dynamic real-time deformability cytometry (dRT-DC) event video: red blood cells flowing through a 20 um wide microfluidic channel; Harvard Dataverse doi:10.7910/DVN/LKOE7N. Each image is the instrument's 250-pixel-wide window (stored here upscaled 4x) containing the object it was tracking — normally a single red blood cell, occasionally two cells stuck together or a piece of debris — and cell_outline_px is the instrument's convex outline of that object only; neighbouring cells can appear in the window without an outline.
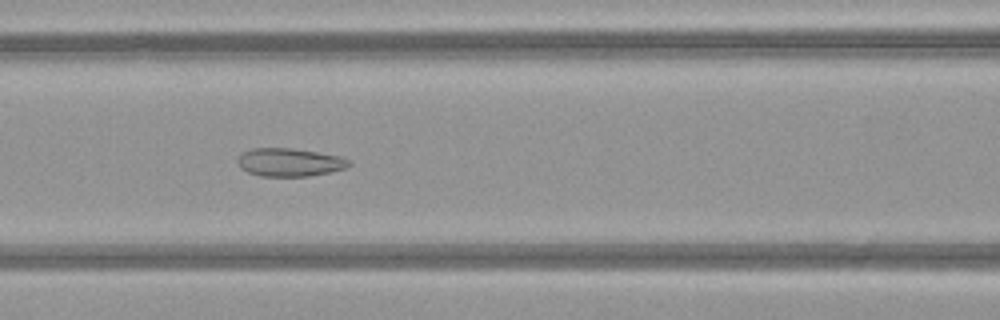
{"species": "common noctule bat (a hibernating species)", "species_latin": "Nyctalus noctula", "temperature_condition": "warm", "stored_images_in_passage": 50, "camera_frame_rate_fps": 3000, "um_per_image_px": 0.085, "animal": {"sex": "female", "body_mass_g": 21.9}, "frame": {"image": 1, "passage_image": 22, "time_ms": 7.0, "image_size_px": [1000, 320], "cell_outline_px": [[352, 164], [344, 168], [328, 172], [308, 176], [260, 176], [248, 172], [240, 168], [236, 160], [240, 152], [252, 148], [292, 148], [340, 156], [348, 160]], "centroid_in_image_um": [24.54, 13.78], "position_along_channel_um": 142.1, "area_um2": 18.26}}
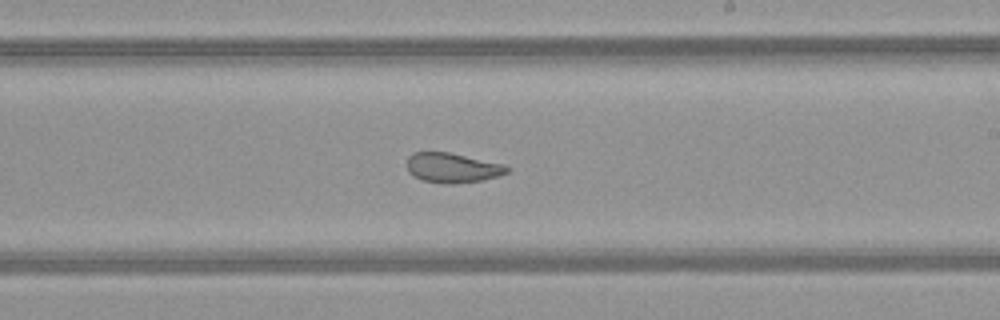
{"frame": {"image": 2, "passage_image": 30, "time_ms": 9.667, "image_size_px": [1000, 320], "cell_outline_px": [[508, 172], [500, 176], [484, 180], [452, 184], [444, 184], [424, 180], [412, 176], [408, 172], [408, 156], [412, 152], [448, 152], [504, 164], [508, 168]], "centroid_in_image_um": [38.45, 14.27], "position_along_channel_um": 250.5, "area_um2": 17.4}}
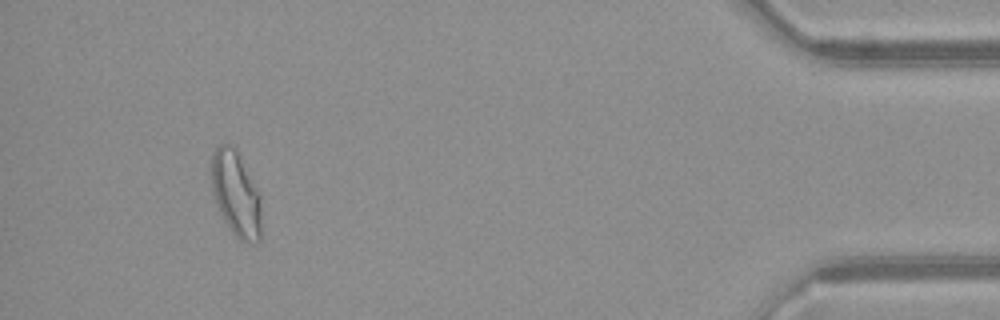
{"frame": {"image": 3, "passage_image": 47, "time_ms": 15.333, "image_size_px": [1000, 320], "cell_outline_px": [[260, 240], [256, 244], [252, 244], [240, 240], [232, 232], [224, 220], [216, 204], [208, 176], [212, 156], [216, 148], [220, 144], [232, 144], [240, 152], [260, 196]], "centroid_in_image_um": [20.02, 16.43], "position_along_channel_um": 415.2, "area_um2": 25.37}, "authors_computed_cell_mechanics": {"area_um2": 22.1952, "velocity_mm_per_s": 4.0844, "shape_relaxation_time_tau1_ms": null, "shape_relaxation_time_tau2_ms": 0.9215, "deformation_change_tau1": null, "deformation_change_tau2": 0.0693}}